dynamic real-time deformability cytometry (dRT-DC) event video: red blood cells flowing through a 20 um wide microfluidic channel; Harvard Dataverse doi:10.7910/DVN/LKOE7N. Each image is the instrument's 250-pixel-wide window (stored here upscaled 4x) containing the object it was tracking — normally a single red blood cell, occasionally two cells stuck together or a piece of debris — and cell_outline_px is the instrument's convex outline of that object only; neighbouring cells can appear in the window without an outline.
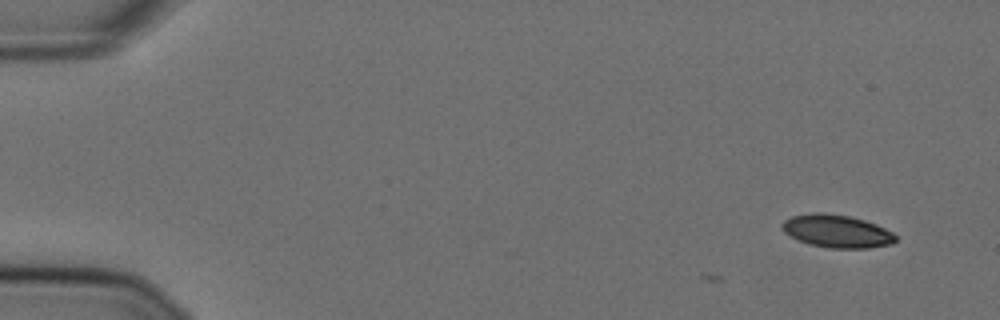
{"species": "Egyptian fruit bat (a non-hibernating species)", "species_latin": "Rousettus aegyptiacus", "temperature_condition": "cold", "stored_images_in_passage": 3, "camera_frame_rate_fps": 3000, "um_per_image_px": 0.085, "animal": {"sex": "female"}, "frame": {"image": 1, "passage_image": 3, "time_ms": 0.667, "image_size_px": [1000, 320], "cell_outline_px": [[896, 240], [892, 244], [868, 248], [828, 248], [812, 244], [800, 240], [784, 232], [780, 228], [780, 224], [784, 220], [792, 216], [812, 212], [824, 212], [848, 216], [864, 220], [876, 224], [892, 232], [896, 236]], "centroid_in_image_um": [71.12, 19.64], "position_along_channel_um": 13.9, "area_um2": 21.68}}